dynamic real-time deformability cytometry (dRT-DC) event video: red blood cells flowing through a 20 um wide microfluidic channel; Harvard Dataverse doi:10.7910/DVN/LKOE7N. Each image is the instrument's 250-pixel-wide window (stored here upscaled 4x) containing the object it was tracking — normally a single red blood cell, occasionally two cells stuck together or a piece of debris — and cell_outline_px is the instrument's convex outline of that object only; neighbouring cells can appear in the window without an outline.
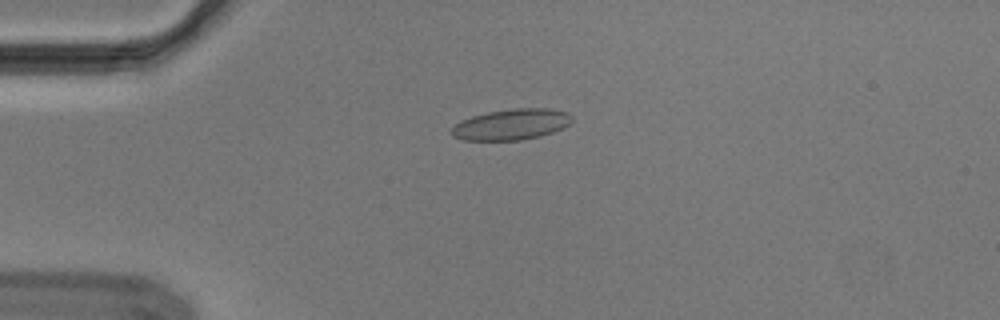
{"species": "Egyptian fruit bat (a non-hibernating species)", "species_latin": "Rousettus aegyptiacus", "temperature_condition": "cold", "stored_images_in_passage": 50, "segment_of_instrument_passage": [1, 2], "camera_frame_rate_fps": 3000, "um_per_image_px": 0.085, "animal": {"sex": "male"}, "frame": {"image": 1, "passage_image": 9, "time_ms": 2.667, "image_size_px": [1000, 320], "cell_outline_px": [[572, 120], [564, 128], [540, 136], [524, 140], [464, 140], [452, 136], [452, 128], [460, 120], [472, 116], [488, 112], [512, 108], [548, 108], [568, 112], [572, 116]], "centroid_in_image_um": [43.48, 10.57], "position_along_channel_um": 41.5, "area_um2": 21.73}}
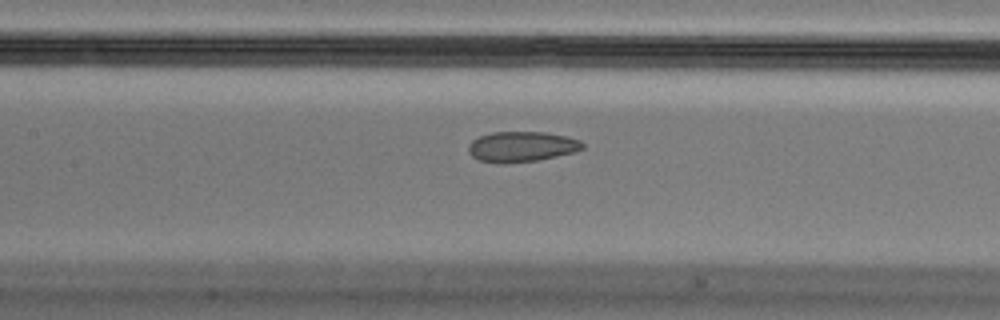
{"frame": {"image": 2, "passage_image": 21, "time_ms": 6.667, "image_size_px": [1000, 320], "cell_outline_px": [[584, 148], [576, 152], [536, 160], [504, 164], [500, 164], [480, 160], [472, 156], [468, 152], [468, 144], [472, 140], [480, 136], [492, 132], [548, 132], [580, 140], [584, 144]], "centroid_in_image_um": [44.33, 12.47], "position_along_channel_um": 163.1, "area_um2": 20.29}}
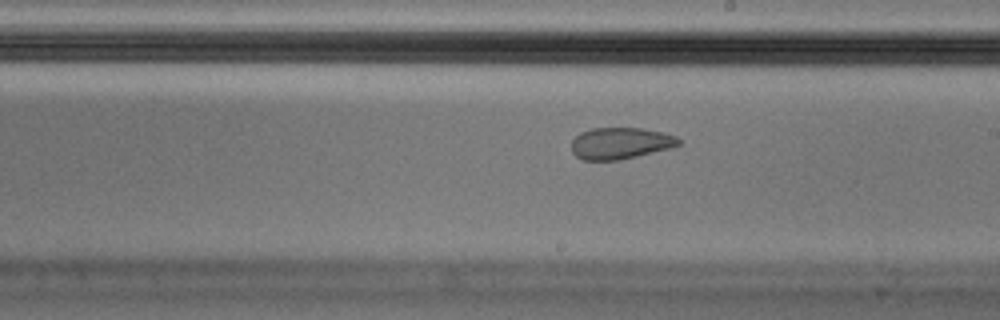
{"frame": {"image": 3, "passage_image": 27, "time_ms": 8.667, "image_size_px": [1000, 320], "cell_outline_px": [[680, 144], [672, 148], [620, 160], [584, 160], [576, 156], [572, 152], [572, 140], [580, 132], [592, 128], [640, 128], [664, 132], [676, 136], [680, 140]], "centroid_in_image_um": [52.74, 12.17], "position_along_channel_um": 236.3, "area_um2": 19.83}}